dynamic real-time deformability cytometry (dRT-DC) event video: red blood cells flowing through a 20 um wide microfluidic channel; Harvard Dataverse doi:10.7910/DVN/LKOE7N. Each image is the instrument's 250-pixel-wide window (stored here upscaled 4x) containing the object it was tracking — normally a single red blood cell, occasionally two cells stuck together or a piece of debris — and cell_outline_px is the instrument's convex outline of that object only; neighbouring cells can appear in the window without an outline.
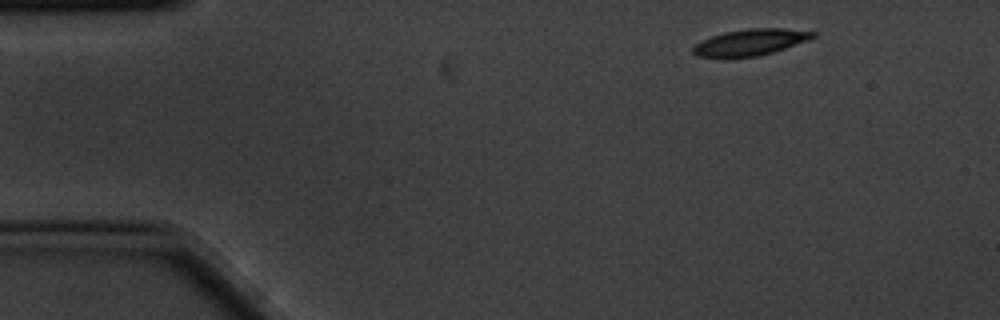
{"species": "common noctule bat (a hibernating species)", "species_latin": "Nyctalus noctula", "temperature_condition": "cold", "stored_images_in_passage": 5, "camera_frame_rate_fps": 3000, "um_per_image_px": 0.085, "animal": {"sex": "male", "body_mass_g": 20.1, "forearm_length_mm": 53.5}, "frame": {"image": 1, "passage_image": 1, "time_ms": 0.0, "image_size_px": [1000, 320], "cell_outline_px": [[816, 36], [808, 40], [772, 52], [756, 56], [696, 56], [692, 52], [692, 48], [700, 40], [724, 32], [748, 28], [784, 28], [816, 32]], "centroid_in_image_um": [63.79, 3.56], "position_along_channel_um": 21.2, "area_um2": 18.03}}
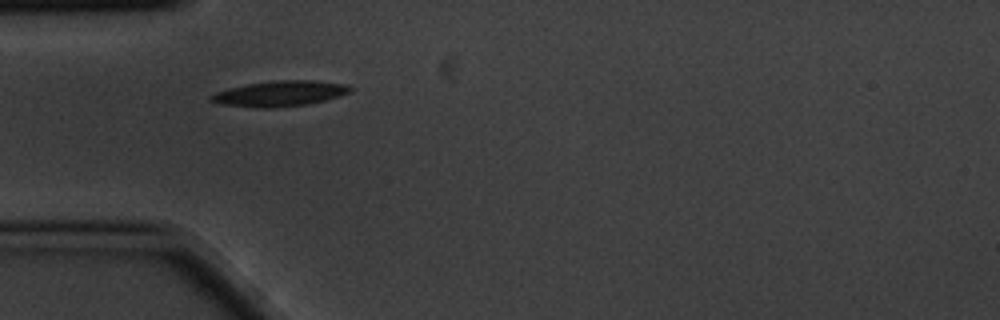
{"frame": {"image": 2, "passage_image": 4, "time_ms": 1.0, "image_size_px": [1000, 320], "cell_outline_px": [[352, 92], [324, 100], [308, 104], [272, 108], [260, 108], [220, 104], [208, 100], [208, 96], [216, 92], [228, 88], [248, 84], [276, 80], [316, 80], [344, 84], [352, 88]], "centroid_in_image_um": [23.76, 7.95], "position_along_channel_um": 61.2, "area_um2": 20.69}}